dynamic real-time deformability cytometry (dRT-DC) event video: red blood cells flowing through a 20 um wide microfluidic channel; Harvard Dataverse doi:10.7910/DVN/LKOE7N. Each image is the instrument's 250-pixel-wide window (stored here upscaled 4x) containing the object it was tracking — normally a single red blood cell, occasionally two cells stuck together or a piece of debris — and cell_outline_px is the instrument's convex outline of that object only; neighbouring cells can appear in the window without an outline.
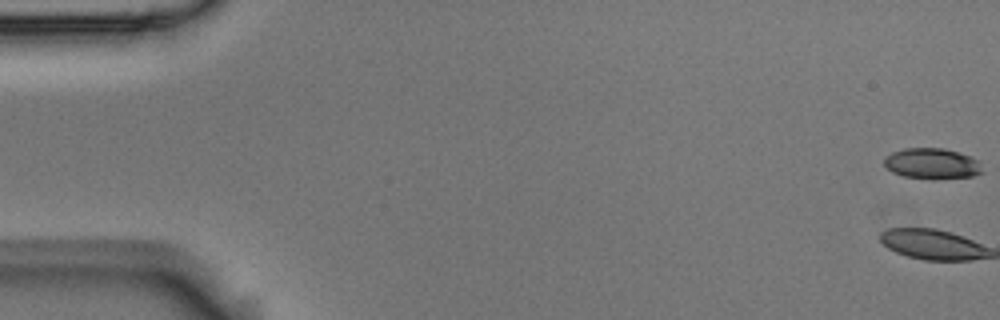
{"species": "Egyptian fruit bat (a non-hibernating species)", "species_latin": "Rousettus aegyptiacus", "temperature_condition": "room temperature", "stored_images_in_passage": 4, "camera_frame_rate_fps": 3000, "um_per_image_px": 0.085, "animal": {"sex": "male"}, "frame": {"image": 1, "passage_image": 1, "time_ms": 0.0, "image_size_px": [1000, 320], "cell_outline_px": [[984, 172], [972, 176], [932, 180], [904, 176], [892, 172], [884, 164], [884, 156], [892, 152], [904, 148], [944, 148], [980, 160]], "centroid_in_image_um": [79.23, 13.91], "position_along_channel_um": 5.8, "area_um2": 17.8}}